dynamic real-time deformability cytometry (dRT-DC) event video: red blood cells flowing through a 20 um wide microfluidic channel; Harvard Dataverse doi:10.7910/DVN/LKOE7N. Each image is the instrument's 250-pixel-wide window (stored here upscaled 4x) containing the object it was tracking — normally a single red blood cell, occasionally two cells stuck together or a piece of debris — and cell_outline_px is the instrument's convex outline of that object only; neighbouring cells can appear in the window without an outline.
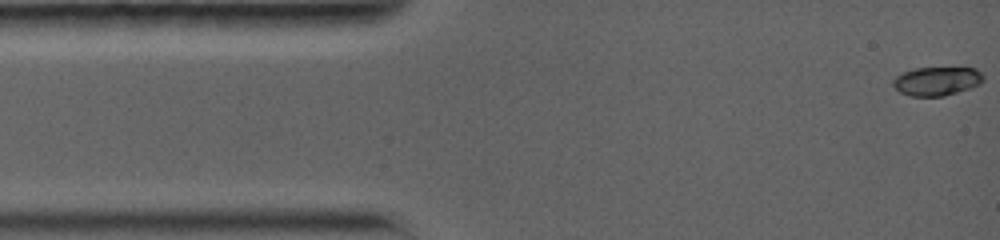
{"species": "common noctule bat (a hibernating species)", "species_latin": "Nyctalus noctula", "temperature_condition": "warm", "stored_images_in_passage": 72, "camera_frame_rate_fps": 5000, "um_per_image_px": 0.085, "animal": {"sex": "female", "body_mass_g": 19.0, "forearm_length_mm": 56.7}, "frame": {"image": 1, "passage_image": 1, "time_ms": 0.0, "image_size_px": [1000, 240], "cell_outline_px": [[984, 80], [980, 84], [944, 96], [908, 96], [900, 92], [892, 84], [892, 80], [896, 76], [912, 68], [976, 68], [984, 76]], "centroid_in_image_um": [79.61, 6.89], "position_along_channel_um": 5.4, "area_um2": 15.09}}
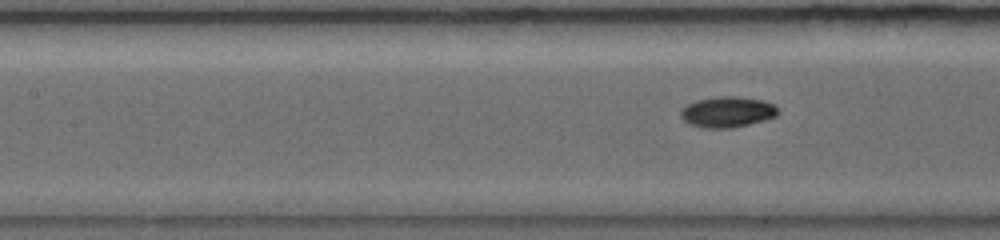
{"frame": {"image": 2, "passage_image": 30, "time_ms": 5.8, "image_size_px": [1000, 240], "cell_outline_px": [[780, 112], [776, 116], [764, 120], [732, 128], [704, 128], [688, 124], [680, 116], [680, 108], [696, 100], [720, 96], [740, 96], [764, 100], [776, 104], [780, 108]], "centroid_in_image_um": [61.85, 9.5], "position_along_channel_um": 145.5, "area_um2": 17.8}}
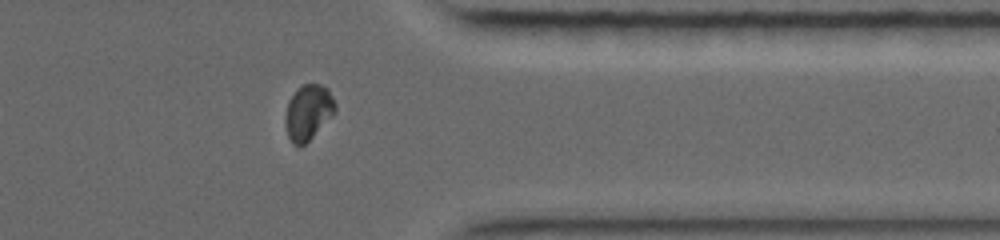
{"frame": {"image": 3, "passage_image": 62, "time_ms": 12.2, "image_size_px": [1000, 240], "cell_outline_px": [[336, 112], [300, 148], [292, 144], [288, 136], [284, 124], [284, 116], [288, 100], [296, 88], [304, 84], [320, 84], [328, 88], [336, 104]], "centroid_in_image_um": [26.17, 9.54], "position_along_channel_um": 385.2, "area_um2": 16.3}}